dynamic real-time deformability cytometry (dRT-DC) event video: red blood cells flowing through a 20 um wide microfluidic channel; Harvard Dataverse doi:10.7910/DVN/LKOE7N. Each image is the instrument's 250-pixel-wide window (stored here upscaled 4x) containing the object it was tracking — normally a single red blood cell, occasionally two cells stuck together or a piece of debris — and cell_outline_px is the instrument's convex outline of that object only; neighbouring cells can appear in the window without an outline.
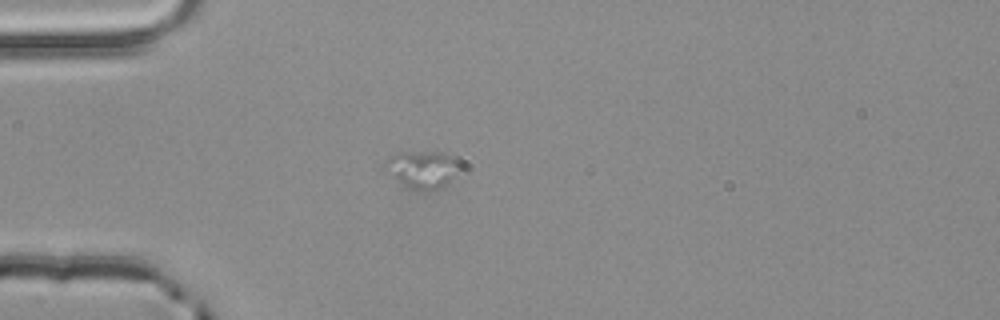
{"species": "common noctule bat (a hibernating species)", "species_latin": "Nyctalus noctula", "temperature_condition": "room temperature", "stored_images_in_passage": 4, "camera_frame_rate_fps": 3000, "um_per_image_px": 0.085, "animal": {"sex": "male", "body_mass_g": 20.4}, "frame": {"image": 1, "passage_image": 4, "time_ms": 1.0, "image_size_px": [1000, 320], "cell_outline_px": [[452, 176], [448, 184], [444, 188], [428, 192], [424, 192], [408, 188], [384, 164], [384, 160], [400, 152], [448, 152], [452, 156]], "centroid_in_image_um": [35.87, 14.42], "position_along_channel_um": 49.1, "area_um2": 15.37}}